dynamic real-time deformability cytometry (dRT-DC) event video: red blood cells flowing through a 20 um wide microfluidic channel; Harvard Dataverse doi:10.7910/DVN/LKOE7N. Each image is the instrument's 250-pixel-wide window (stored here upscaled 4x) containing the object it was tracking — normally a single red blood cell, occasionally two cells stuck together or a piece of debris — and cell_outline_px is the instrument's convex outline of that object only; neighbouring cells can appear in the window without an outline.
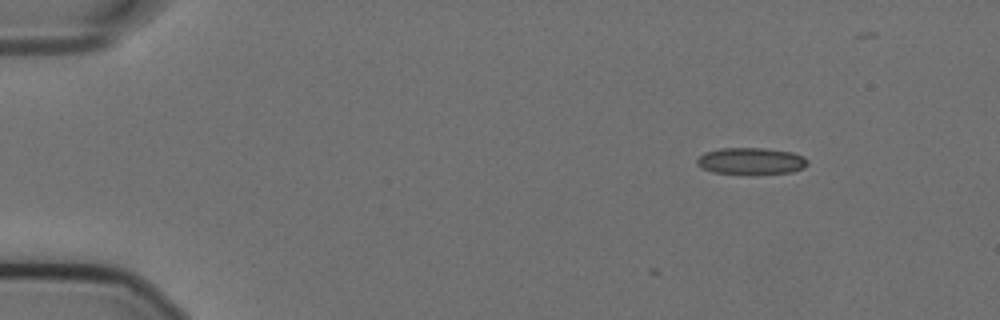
{"species": "Egyptian fruit bat (a non-hibernating species)", "species_latin": "Rousettus aegyptiacus", "temperature_condition": "cold", "stored_images_in_passage": 7, "camera_frame_rate_fps": 3000, "um_per_image_px": 0.085, "animal": {"sex": "female"}, "frame": {"image": 1, "passage_image": 1, "time_ms": 0.0, "image_size_px": [1000, 320], "cell_outline_px": [[808, 164], [804, 168], [792, 172], [748, 176], [712, 172], [700, 168], [696, 164], [696, 160], [704, 152], [720, 148], [768, 148], [792, 152], [804, 156], [808, 160]], "centroid_in_image_um": [63.83, 13.72], "position_along_channel_um": 21.2, "area_um2": 18.03}}